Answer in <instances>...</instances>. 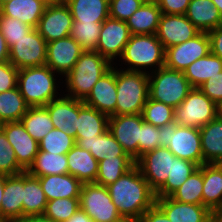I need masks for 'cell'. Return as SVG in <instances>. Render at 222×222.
<instances>
[{"label": "cell", "mask_w": 222, "mask_h": 222, "mask_svg": "<svg viewBox=\"0 0 222 222\" xmlns=\"http://www.w3.org/2000/svg\"><path fill=\"white\" fill-rule=\"evenodd\" d=\"M48 201L63 198H80L82 183L71 174L38 177Z\"/></svg>", "instance_id": "cell-24"}, {"label": "cell", "mask_w": 222, "mask_h": 222, "mask_svg": "<svg viewBox=\"0 0 222 222\" xmlns=\"http://www.w3.org/2000/svg\"><path fill=\"white\" fill-rule=\"evenodd\" d=\"M18 72L9 61L0 64V93L17 87Z\"/></svg>", "instance_id": "cell-49"}, {"label": "cell", "mask_w": 222, "mask_h": 222, "mask_svg": "<svg viewBox=\"0 0 222 222\" xmlns=\"http://www.w3.org/2000/svg\"><path fill=\"white\" fill-rule=\"evenodd\" d=\"M68 172L82 184L95 183L98 175V161L93 155L75 144L66 154Z\"/></svg>", "instance_id": "cell-26"}, {"label": "cell", "mask_w": 222, "mask_h": 222, "mask_svg": "<svg viewBox=\"0 0 222 222\" xmlns=\"http://www.w3.org/2000/svg\"><path fill=\"white\" fill-rule=\"evenodd\" d=\"M222 72V59L213 53L197 59L184 70V76L193 88H198L206 80Z\"/></svg>", "instance_id": "cell-34"}, {"label": "cell", "mask_w": 222, "mask_h": 222, "mask_svg": "<svg viewBox=\"0 0 222 222\" xmlns=\"http://www.w3.org/2000/svg\"><path fill=\"white\" fill-rule=\"evenodd\" d=\"M80 209L94 222H123L106 186L84 183L80 191Z\"/></svg>", "instance_id": "cell-8"}, {"label": "cell", "mask_w": 222, "mask_h": 222, "mask_svg": "<svg viewBox=\"0 0 222 222\" xmlns=\"http://www.w3.org/2000/svg\"><path fill=\"white\" fill-rule=\"evenodd\" d=\"M143 121L142 113L115 115L108 118V129L126 154L135 161L138 159V143Z\"/></svg>", "instance_id": "cell-14"}, {"label": "cell", "mask_w": 222, "mask_h": 222, "mask_svg": "<svg viewBox=\"0 0 222 222\" xmlns=\"http://www.w3.org/2000/svg\"><path fill=\"white\" fill-rule=\"evenodd\" d=\"M157 2H146L126 20L131 35L156 34L161 17Z\"/></svg>", "instance_id": "cell-29"}, {"label": "cell", "mask_w": 222, "mask_h": 222, "mask_svg": "<svg viewBox=\"0 0 222 222\" xmlns=\"http://www.w3.org/2000/svg\"><path fill=\"white\" fill-rule=\"evenodd\" d=\"M76 144L89 151L98 162L115 156H129L109 129L97 136L96 139L85 140V138H80Z\"/></svg>", "instance_id": "cell-32"}, {"label": "cell", "mask_w": 222, "mask_h": 222, "mask_svg": "<svg viewBox=\"0 0 222 222\" xmlns=\"http://www.w3.org/2000/svg\"><path fill=\"white\" fill-rule=\"evenodd\" d=\"M194 162L175 158L165 184L155 193V198L170 197L198 169Z\"/></svg>", "instance_id": "cell-39"}, {"label": "cell", "mask_w": 222, "mask_h": 222, "mask_svg": "<svg viewBox=\"0 0 222 222\" xmlns=\"http://www.w3.org/2000/svg\"><path fill=\"white\" fill-rule=\"evenodd\" d=\"M50 115L54 128L75 138L78 117V99L61 95L44 106Z\"/></svg>", "instance_id": "cell-21"}, {"label": "cell", "mask_w": 222, "mask_h": 222, "mask_svg": "<svg viewBox=\"0 0 222 222\" xmlns=\"http://www.w3.org/2000/svg\"><path fill=\"white\" fill-rule=\"evenodd\" d=\"M15 222H56L44 215H35V216H23L18 218Z\"/></svg>", "instance_id": "cell-56"}, {"label": "cell", "mask_w": 222, "mask_h": 222, "mask_svg": "<svg viewBox=\"0 0 222 222\" xmlns=\"http://www.w3.org/2000/svg\"><path fill=\"white\" fill-rule=\"evenodd\" d=\"M116 66H113L95 83L83 102L101 113L115 116L117 102Z\"/></svg>", "instance_id": "cell-19"}, {"label": "cell", "mask_w": 222, "mask_h": 222, "mask_svg": "<svg viewBox=\"0 0 222 222\" xmlns=\"http://www.w3.org/2000/svg\"><path fill=\"white\" fill-rule=\"evenodd\" d=\"M160 147H167L175 157L203 164L199 128L180 126L172 122L160 127Z\"/></svg>", "instance_id": "cell-6"}, {"label": "cell", "mask_w": 222, "mask_h": 222, "mask_svg": "<svg viewBox=\"0 0 222 222\" xmlns=\"http://www.w3.org/2000/svg\"><path fill=\"white\" fill-rule=\"evenodd\" d=\"M202 205L213 213L222 210V164H203Z\"/></svg>", "instance_id": "cell-25"}, {"label": "cell", "mask_w": 222, "mask_h": 222, "mask_svg": "<svg viewBox=\"0 0 222 222\" xmlns=\"http://www.w3.org/2000/svg\"><path fill=\"white\" fill-rule=\"evenodd\" d=\"M175 109L162 102L152 100L150 97L144 105L142 116L145 122L156 127H163L175 122Z\"/></svg>", "instance_id": "cell-42"}, {"label": "cell", "mask_w": 222, "mask_h": 222, "mask_svg": "<svg viewBox=\"0 0 222 222\" xmlns=\"http://www.w3.org/2000/svg\"><path fill=\"white\" fill-rule=\"evenodd\" d=\"M47 42L33 28L9 49V62L17 69L46 65Z\"/></svg>", "instance_id": "cell-11"}, {"label": "cell", "mask_w": 222, "mask_h": 222, "mask_svg": "<svg viewBox=\"0 0 222 222\" xmlns=\"http://www.w3.org/2000/svg\"><path fill=\"white\" fill-rule=\"evenodd\" d=\"M0 129L11 144L18 164L27 171L39 151V143L26 131L21 121L5 122Z\"/></svg>", "instance_id": "cell-17"}, {"label": "cell", "mask_w": 222, "mask_h": 222, "mask_svg": "<svg viewBox=\"0 0 222 222\" xmlns=\"http://www.w3.org/2000/svg\"><path fill=\"white\" fill-rule=\"evenodd\" d=\"M20 121L38 143L54 128L48 110L44 106L29 107Z\"/></svg>", "instance_id": "cell-37"}, {"label": "cell", "mask_w": 222, "mask_h": 222, "mask_svg": "<svg viewBox=\"0 0 222 222\" xmlns=\"http://www.w3.org/2000/svg\"><path fill=\"white\" fill-rule=\"evenodd\" d=\"M103 22L81 23L73 22L70 37L86 51H95Z\"/></svg>", "instance_id": "cell-41"}, {"label": "cell", "mask_w": 222, "mask_h": 222, "mask_svg": "<svg viewBox=\"0 0 222 222\" xmlns=\"http://www.w3.org/2000/svg\"><path fill=\"white\" fill-rule=\"evenodd\" d=\"M9 61V47L0 33V64Z\"/></svg>", "instance_id": "cell-54"}, {"label": "cell", "mask_w": 222, "mask_h": 222, "mask_svg": "<svg viewBox=\"0 0 222 222\" xmlns=\"http://www.w3.org/2000/svg\"><path fill=\"white\" fill-rule=\"evenodd\" d=\"M72 25L73 17L66 3L50 4L35 29L49 43L69 36Z\"/></svg>", "instance_id": "cell-16"}, {"label": "cell", "mask_w": 222, "mask_h": 222, "mask_svg": "<svg viewBox=\"0 0 222 222\" xmlns=\"http://www.w3.org/2000/svg\"><path fill=\"white\" fill-rule=\"evenodd\" d=\"M211 53L222 59V26L208 32Z\"/></svg>", "instance_id": "cell-52"}, {"label": "cell", "mask_w": 222, "mask_h": 222, "mask_svg": "<svg viewBox=\"0 0 222 222\" xmlns=\"http://www.w3.org/2000/svg\"><path fill=\"white\" fill-rule=\"evenodd\" d=\"M199 33L185 15L161 14L156 35L166 49L190 40Z\"/></svg>", "instance_id": "cell-18"}, {"label": "cell", "mask_w": 222, "mask_h": 222, "mask_svg": "<svg viewBox=\"0 0 222 222\" xmlns=\"http://www.w3.org/2000/svg\"><path fill=\"white\" fill-rule=\"evenodd\" d=\"M7 176L0 174V222H1V202L4 193V186L6 182Z\"/></svg>", "instance_id": "cell-57"}, {"label": "cell", "mask_w": 222, "mask_h": 222, "mask_svg": "<svg viewBox=\"0 0 222 222\" xmlns=\"http://www.w3.org/2000/svg\"><path fill=\"white\" fill-rule=\"evenodd\" d=\"M47 5L44 0H11L0 7V13L36 28Z\"/></svg>", "instance_id": "cell-27"}, {"label": "cell", "mask_w": 222, "mask_h": 222, "mask_svg": "<svg viewBox=\"0 0 222 222\" xmlns=\"http://www.w3.org/2000/svg\"><path fill=\"white\" fill-rule=\"evenodd\" d=\"M48 5L65 3L66 0H44Z\"/></svg>", "instance_id": "cell-61"}, {"label": "cell", "mask_w": 222, "mask_h": 222, "mask_svg": "<svg viewBox=\"0 0 222 222\" xmlns=\"http://www.w3.org/2000/svg\"><path fill=\"white\" fill-rule=\"evenodd\" d=\"M123 222H138V221H135V220H124Z\"/></svg>", "instance_id": "cell-64"}, {"label": "cell", "mask_w": 222, "mask_h": 222, "mask_svg": "<svg viewBox=\"0 0 222 222\" xmlns=\"http://www.w3.org/2000/svg\"><path fill=\"white\" fill-rule=\"evenodd\" d=\"M24 172L7 176L1 202V222H15L23 217Z\"/></svg>", "instance_id": "cell-22"}, {"label": "cell", "mask_w": 222, "mask_h": 222, "mask_svg": "<svg viewBox=\"0 0 222 222\" xmlns=\"http://www.w3.org/2000/svg\"><path fill=\"white\" fill-rule=\"evenodd\" d=\"M116 89L115 115L140 114L149 98V76L116 67Z\"/></svg>", "instance_id": "cell-5"}, {"label": "cell", "mask_w": 222, "mask_h": 222, "mask_svg": "<svg viewBox=\"0 0 222 222\" xmlns=\"http://www.w3.org/2000/svg\"><path fill=\"white\" fill-rule=\"evenodd\" d=\"M203 164L170 196L175 201L202 205Z\"/></svg>", "instance_id": "cell-40"}, {"label": "cell", "mask_w": 222, "mask_h": 222, "mask_svg": "<svg viewBox=\"0 0 222 222\" xmlns=\"http://www.w3.org/2000/svg\"><path fill=\"white\" fill-rule=\"evenodd\" d=\"M217 117L222 120V101L217 104Z\"/></svg>", "instance_id": "cell-60"}, {"label": "cell", "mask_w": 222, "mask_h": 222, "mask_svg": "<svg viewBox=\"0 0 222 222\" xmlns=\"http://www.w3.org/2000/svg\"><path fill=\"white\" fill-rule=\"evenodd\" d=\"M8 1H11V0H0V7H1L4 3L8 2Z\"/></svg>", "instance_id": "cell-62"}, {"label": "cell", "mask_w": 222, "mask_h": 222, "mask_svg": "<svg viewBox=\"0 0 222 222\" xmlns=\"http://www.w3.org/2000/svg\"><path fill=\"white\" fill-rule=\"evenodd\" d=\"M212 2L222 15V0H212Z\"/></svg>", "instance_id": "cell-58"}, {"label": "cell", "mask_w": 222, "mask_h": 222, "mask_svg": "<svg viewBox=\"0 0 222 222\" xmlns=\"http://www.w3.org/2000/svg\"><path fill=\"white\" fill-rule=\"evenodd\" d=\"M143 3V0H109V17L126 21Z\"/></svg>", "instance_id": "cell-48"}, {"label": "cell", "mask_w": 222, "mask_h": 222, "mask_svg": "<svg viewBox=\"0 0 222 222\" xmlns=\"http://www.w3.org/2000/svg\"><path fill=\"white\" fill-rule=\"evenodd\" d=\"M198 88L217 105L222 101V72L209 78Z\"/></svg>", "instance_id": "cell-50"}, {"label": "cell", "mask_w": 222, "mask_h": 222, "mask_svg": "<svg viewBox=\"0 0 222 222\" xmlns=\"http://www.w3.org/2000/svg\"><path fill=\"white\" fill-rule=\"evenodd\" d=\"M75 144L74 137L60 129L53 128L39 142V150L54 154H67Z\"/></svg>", "instance_id": "cell-43"}, {"label": "cell", "mask_w": 222, "mask_h": 222, "mask_svg": "<svg viewBox=\"0 0 222 222\" xmlns=\"http://www.w3.org/2000/svg\"><path fill=\"white\" fill-rule=\"evenodd\" d=\"M160 127L142 122L141 135L138 143V158L144 153L160 147Z\"/></svg>", "instance_id": "cell-47"}, {"label": "cell", "mask_w": 222, "mask_h": 222, "mask_svg": "<svg viewBox=\"0 0 222 222\" xmlns=\"http://www.w3.org/2000/svg\"><path fill=\"white\" fill-rule=\"evenodd\" d=\"M199 130L203 164H222V120L216 117Z\"/></svg>", "instance_id": "cell-30"}, {"label": "cell", "mask_w": 222, "mask_h": 222, "mask_svg": "<svg viewBox=\"0 0 222 222\" xmlns=\"http://www.w3.org/2000/svg\"><path fill=\"white\" fill-rule=\"evenodd\" d=\"M214 222H222V210L214 213Z\"/></svg>", "instance_id": "cell-59"}, {"label": "cell", "mask_w": 222, "mask_h": 222, "mask_svg": "<svg viewBox=\"0 0 222 222\" xmlns=\"http://www.w3.org/2000/svg\"><path fill=\"white\" fill-rule=\"evenodd\" d=\"M131 33L126 21L108 17L102 23L96 50L115 64L122 56L125 45L129 42Z\"/></svg>", "instance_id": "cell-13"}, {"label": "cell", "mask_w": 222, "mask_h": 222, "mask_svg": "<svg viewBox=\"0 0 222 222\" xmlns=\"http://www.w3.org/2000/svg\"><path fill=\"white\" fill-rule=\"evenodd\" d=\"M155 204L171 222H214V213L204 205L183 203L171 197L156 198Z\"/></svg>", "instance_id": "cell-20"}, {"label": "cell", "mask_w": 222, "mask_h": 222, "mask_svg": "<svg viewBox=\"0 0 222 222\" xmlns=\"http://www.w3.org/2000/svg\"><path fill=\"white\" fill-rule=\"evenodd\" d=\"M191 0H158L162 14L185 15Z\"/></svg>", "instance_id": "cell-51"}, {"label": "cell", "mask_w": 222, "mask_h": 222, "mask_svg": "<svg viewBox=\"0 0 222 222\" xmlns=\"http://www.w3.org/2000/svg\"><path fill=\"white\" fill-rule=\"evenodd\" d=\"M149 97L166 105L178 107L193 89L182 71L161 67L148 74Z\"/></svg>", "instance_id": "cell-7"}, {"label": "cell", "mask_w": 222, "mask_h": 222, "mask_svg": "<svg viewBox=\"0 0 222 222\" xmlns=\"http://www.w3.org/2000/svg\"><path fill=\"white\" fill-rule=\"evenodd\" d=\"M108 116L97 109L86 105L83 100H78V117L75 141L80 138L85 140L96 139L108 129Z\"/></svg>", "instance_id": "cell-23"}, {"label": "cell", "mask_w": 222, "mask_h": 222, "mask_svg": "<svg viewBox=\"0 0 222 222\" xmlns=\"http://www.w3.org/2000/svg\"><path fill=\"white\" fill-rule=\"evenodd\" d=\"M138 222H171L165 213L154 204L138 220Z\"/></svg>", "instance_id": "cell-53"}, {"label": "cell", "mask_w": 222, "mask_h": 222, "mask_svg": "<svg viewBox=\"0 0 222 222\" xmlns=\"http://www.w3.org/2000/svg\"><path fill=\"white\" fill-rule=\"evenodd\" d=\"M27 172L35 177L69 174L66 154L38 151Z\"/></svg>", "instance_id": "cell-35"}, {"label": "cell", "mask_w": 222, "mask_h": 222, "mask_svg": "<svg viewBox=\"0 0 222 222\" xmlns=\"http://www.w3.org/2000/svg\"><path fill=\"white\" fill-rule=\"evenodd\" d=\"M185 16L200 32L208 33L222 26V15L212 0H191Z\"/></svg>", "instance_id": "cell-28"}, {"label": "cell", "mask_w": 222, "mask_h": 222, "mask_svg": "<svg viewBox=\"0 0 222 222\" xmlns=\"http://www.w3.org/2000/svg\"><path fill=\"white\" fill-rule=\"evenodd\" d=\"M79 209V198L54 199L47 202L43 215L56 222H65Z\"/></svg>", "instance_id": "cell-44"}, {"label": "cell", "mask_w": 222, "mask_h": 222, "mask_svg": "<svg viewBox=\"0 0 222 222\" xmlns=\"http://www.w3.org/2000/svg\"><path fill=\"white\" fill-rule=\"evenodd\" d=\"M106 187L113 204L125 220L138 221L155 204V193L136 165Z\"/></svg>", "instance_id": "cell-1"}, {"label": "cell", "mask_w": 222, "mask_h": 222, "mask_svg": "<svg viewBox=\"0 0 222 222\" xmlns=\"http://www.w3.org/2000/svg\"><path fill=\"white\" fill-rule=\"evenodd\" d=\"M143 1H146V2H157L158 0H143Z\"/></svg>", "instance_id": "cell-63"}, {"label": "cell", "mask_w": 222, "mask_h": 222, "mask_svg": "<svg viewBox=\"0 0 222 222\" xmlns=\"http://www.w3.org/2000/svg\"><path fill=\"white\" fill-rule=\"evenodd\" d=\"M164 64L165 48L156 34H149L131 35L122 56L114 65L123 70L150 74L164 67Z\"/></svg>", "instance_id": "cell-2"}, {"label": "cell", "mask_w": 222, "mask_h": 222, "mask_svg": "<svg viewBox=\"0 0 222 222\" xmlns=\"http://www.w3.org/2000/svg\"><path fill=\"white\" fill-rule=\"evenodd\" d=\"M32 29L31 26L19 19L3 16L0 13V33L5 38L9 49Z\"/></svg>", "instance_id": "cell-45"}, {"label": "cell", "mask_w": 222, "mask_h": 222, "mask_svg": "<svg viewBox=\"0 0 222 222\" xmlns=\"http://www.w3.org/2000/svg\"><path fill=\"white\" fill-rule=\"evenodd\" d=\"M217 105L199 88H193L175 108V122L180 126L201 128L217 117Z\"/></svg>", "instance_id": "cell-9"}, {"label": "cell", "mask_w": 222, "mask_h": 222, "mask_svg": "<svg viewBox=\"0 0 222 222\" xmlns=\"http://www.w3.org/2000/svg\"><path fill=\"white\" fill-rule=\"evenodd\" d=\"M210 52L208 33L200 32L190 40L166 48L164 66L169 69L184 72L189 65L197 59L205 57Z\"/></svg>", "instance_id": "cell-12"}, {"label": "cell", "mask_w": 222, "mask_h": 222, "mask_svg": "<svg viewBox=\"0 0 222 222\" xmlns=\"http://www.w3.org/2000/svg\"><path fill=\"white\" fill-rule=\"evenodd\" d=\"M113 64L97 51H84L73 69L64 77L63 95L84 100L91 92L95 83ZM66 92V94H65ZM68 92V93H67Z\"/></svg>", "instance_id": "cell-3"}, {"label": "cell", "mask_w": 222, "mask_h": 222, "mask_svg": "<svg viewBox=\"0 0 222 222\" xmlns=\"http://www.w3.org/2000/svg\"><path fill=\"white\" fill-rule=\"evenodd\" d=\"M58 79L63 81L47 65L23 68L19 69L17 86L30 107L46 106L63 94L59 86L63 82Z\"/></svg>", "instance_id": "cell-4"}, {"label": "cell", "mask_w": 222, "mask_h": 222, "mask_svg": "<svg viewBox=\"0 0 222 222\" xmlns=\"http://www.w3.org/2000/svg\"><path fill=\"white\" fill-rule=\"evenodd\" d=\"M65 222H94L83 210L79 209Z\"/></svg>", "instance_id": "cell-55"}, {"label": "cell", "mask_w": 222, "mask_h": 222, "mask_svg": "<svg viewBox=\"0 0 222 222\" xmlns=\"http://www.w3.org/2000/svg\"><path fill=\"white\" fill-rule=\"evenodd\" d=\"M25 170L18 164L14 150L6 135L0 129V174L6 176L17 175Z\"/></svg>", "instance_id": "cell-46"}, {"label": "cell", "mask_w": 222, "mask_h": 222, "mask_svg": "<svg viewBox=\"0 0 222 222\" xmlns=\"http://www.w3.org/2000/svg\"><path fill=\"white\" fill-rule=\"evenodd\" d=\"M47 202L39 178L24 171L23 216L43 215Z\"/></svg>", "instance_id": "cell-33"}, {"label": "cell", "mask_w": 222, "mask_h": 222, "mask_svg": "<svg viewBox=\"0 0 222 222\" xmlns=\"http://www.w3.org/2000/svg\"><path fill=\"white\" fill-rule=\"evenodd\" d=\"M135 166L130 156H115L98 162L96 184L108 186Z\"/></svg>", "instance_id": "cell-36"}, {"label": "cell", "mask_w": 222, "mask_h": 222, "mask_svg": "<svg viewBox=\"0 0 222 222\" xmlns=\"http://www.w3.org/2000/svg\"><path fill=\"white\" fill-rule=\"evenodd\" d=\"M73 22H103L109 17V0H66Z\"/></svg>", "instance_id": "cell-31"}, {"label": "cell", "mask_w": 222, "mask_h": 222, "mask_svg": "<svg viewBox=\"0 0 222 222\" xmlns=\"http://www.w3.org/2000/svg\"><path fill=\"white\" fill-rule=\"evenodd\" d=\"M30 106L20 93L18 86L0 93V124L20 121Z\"/></svg>", "instance_id": "cell-38"}, {"label": "cell", "mask_w": 222, "mask_h": 222, "mask_svg": "<svg viewBox=\"0 0 222 222\" xmlns=\"http://www.w3.org/2000/svg\"><path fill=\"white\" fill-rule=\"evenodd\" d=\"M175 158L167 147H158L144 153L135 161V165L154 193L165 184L169 173H171L172 161Z\"/></svg>", "instance_id": "cell-10"}, {"label": "cell", "mask_w": 222, "mask_h": 222, "mask_svg": "<svg viewBox=\"0 0 222 222\" xmlns=\"http://www.w3.org/2000/svg\"><path fill=\"white\" fill-rule=\"evenodd\" d=\"M84 51L70 36L49 42L46 49V65L64 79Z\"/></svg>", "instance_id": "cell-15"}]
</instances>
